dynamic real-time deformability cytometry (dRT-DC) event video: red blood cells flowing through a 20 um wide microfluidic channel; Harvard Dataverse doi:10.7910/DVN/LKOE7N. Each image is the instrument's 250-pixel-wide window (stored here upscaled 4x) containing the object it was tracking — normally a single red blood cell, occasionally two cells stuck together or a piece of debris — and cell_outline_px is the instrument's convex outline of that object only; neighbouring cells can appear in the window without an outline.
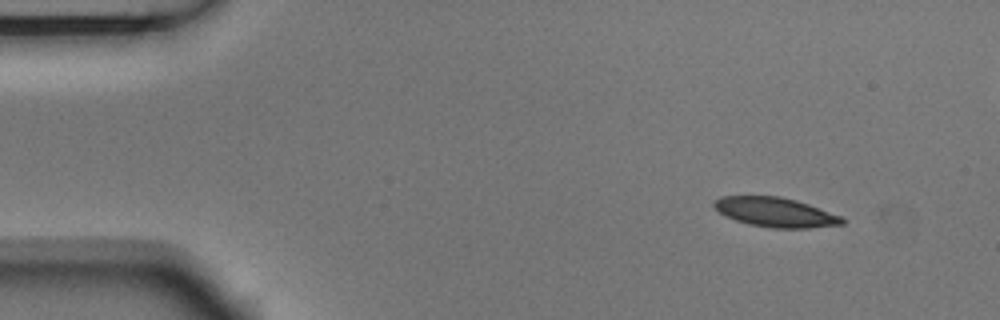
{"species": "Egyptian fruit bat (a non-hibernating species)", "species_latin": "Rousettus aegyptiacus", "temperature_condition": "room temperature", "stored_images_in_passage": 4, "camera_frame_rate_fps": 3000, "um_per_image_px": 0.085, "animal": {"sex": "male"}, "frame": {"image": 1, "passage_image": 1, "time_ms": 0.0, "image_size_px": [1000, 320], "cell_outline_px": [[844, 224], [808, 228], [772, 228], [748, 224], [724, 216], [712, 204], [720, 196], [780, 196], [796, 200], [808, 204], [840, 216], [844, 220]], "centroid_in_image_um": [65.89, 18.04], "position_along_channel_um": 19.1, "area_um2": 21.85}}